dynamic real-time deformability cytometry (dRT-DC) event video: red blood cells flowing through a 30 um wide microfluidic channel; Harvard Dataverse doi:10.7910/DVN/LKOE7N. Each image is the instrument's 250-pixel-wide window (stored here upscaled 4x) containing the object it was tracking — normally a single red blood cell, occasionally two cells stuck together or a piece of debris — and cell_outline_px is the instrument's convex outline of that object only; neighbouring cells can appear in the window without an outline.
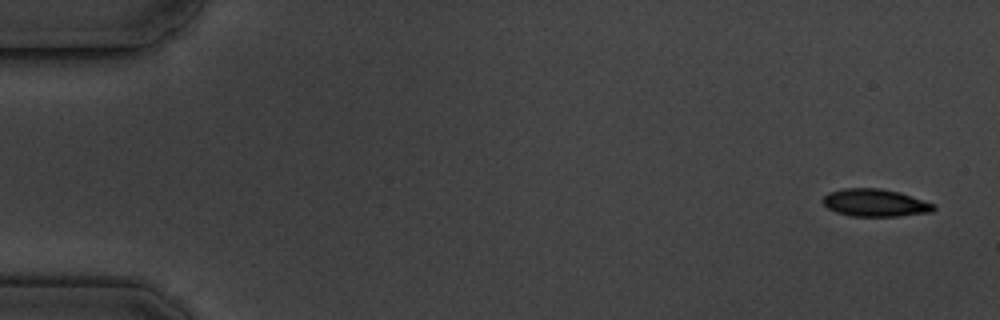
{"species": "common noctule bat (a hibernating species)", "species_latin": "Nyctalus noctula", "temperature_condition": "cold", "stored_images_in_passage": 6, "camera_frame_rate_fps": 3000, "um_per_image_px": 0.085, "animal": {"sex": "male", "body_mass_g": 19.5, "forearm_length_mm": 54.6}, "frame": {"image": 1, "passage_image": 1, "time_ms": 0.0, "image_size_px": [1000, 320], "cell_outline_px": [[936, 208], [932, 212], [896, 216], [852, 216], [836, 212], [828, 208], [824, 204], [824, 196], [828, 192], [844, 188], [880, 188], [900, 192], [936, 204]], "centroid_in_image_um": [74.41, 17.23], "position_along_channel_um": 10.6, "area_um2": 17.8}}
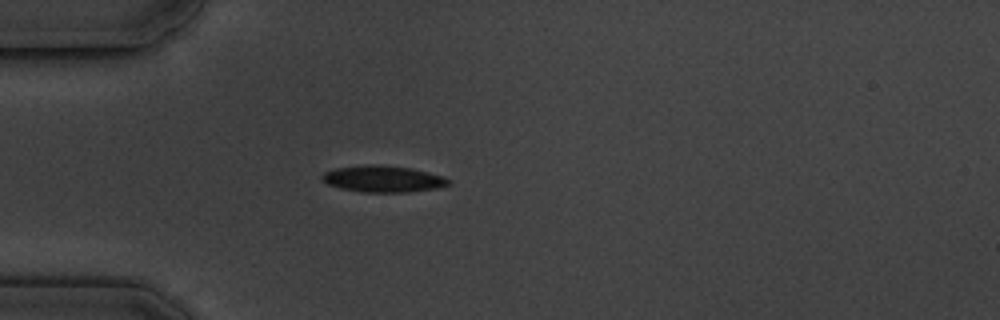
{"frame": {"image": 2, "passage_image": 5, "time_ms": 4.667, "image_size_px": [1000, 320], "cell_outline_px": [[452, 184], [436, 188], [408, 192], [364, 192], [340, 188], [328, 184], [320, 176], [324, 172], [336, 168], [364, 164], [376, 164], [412, 168], [444, 176], [452, 180]], "centroid_in_image_um": [32.6, 15.2], "position_along_channel_um": 52.4, "area_um2": 19.65}}